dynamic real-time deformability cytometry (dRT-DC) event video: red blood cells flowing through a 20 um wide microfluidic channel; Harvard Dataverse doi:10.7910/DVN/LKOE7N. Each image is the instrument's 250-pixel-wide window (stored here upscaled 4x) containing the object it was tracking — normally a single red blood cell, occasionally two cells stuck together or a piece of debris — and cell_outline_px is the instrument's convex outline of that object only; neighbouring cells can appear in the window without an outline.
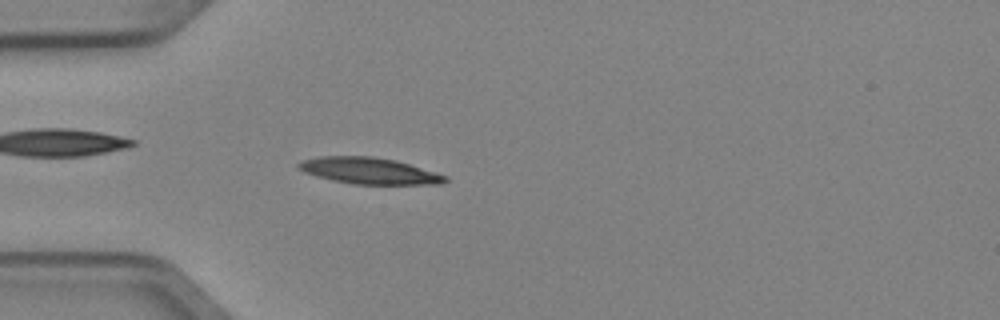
{"species": "Egyptian fruit bat (a non-hibernating species)", "species_latin": "Rousettus aegyptiacus", "temperature_condition": "cold", "stored_images_in_passage": 5, "camera_frame_rate_fps": 3000, "um_per_image_px": 0.085, "animal": {"sex": "female"}, "frame": {"image": 1, "passage_image": 5, "time_ms": 1.333, "image_size_px": [1000, 320], "cell_outline_px": [[448, 180], [440, 184], [352, 184], [332, 180], [316, 176], [304, 172], [296, 168], [296, 164], [304, 160], [320, 156], [372, 156], [396, 160], [436, 172], [448, 176]], "centroid_in_image_um": [31.37, 14.51], "position_along_channel_um": 53.6, "area_um2": 22.6}}